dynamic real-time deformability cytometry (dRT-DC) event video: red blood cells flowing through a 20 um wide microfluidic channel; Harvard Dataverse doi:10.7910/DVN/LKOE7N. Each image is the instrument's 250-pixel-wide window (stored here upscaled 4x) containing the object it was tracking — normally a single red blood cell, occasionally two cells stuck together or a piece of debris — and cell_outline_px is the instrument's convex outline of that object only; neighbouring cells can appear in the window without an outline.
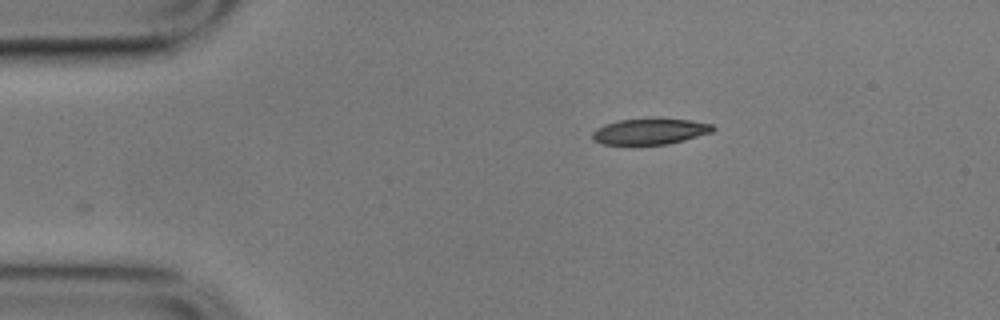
{"species": "common noctule bat (a hibernating species)", "species_latin": "Nyctalus noctula", "temperature_condition": "cold", "stored_images_in_passage": 41, "camera_frame_rate_fps": 3000, "um_per_image_px": 0.085, "animal": {"sex": "male", "body_mass_g": 17.9}, "frame": {"image": 1, "passage_image": 1, "time_ms": 0.0, "image_size_px": [1000, 320], "cell_outline_px": [[716, 128], [712, 132], [684, 140], [668, 144], [636, 148], [632, 148], [604, 144], [592, 140], [592, 132], [596, 128], [604, 124], [620, 120], [692, 120], [712, 124]], "centroid_in_image_um": [55.17, 11.25], "position_along_channel_um": 29.8, "area_um2": 18.73}}
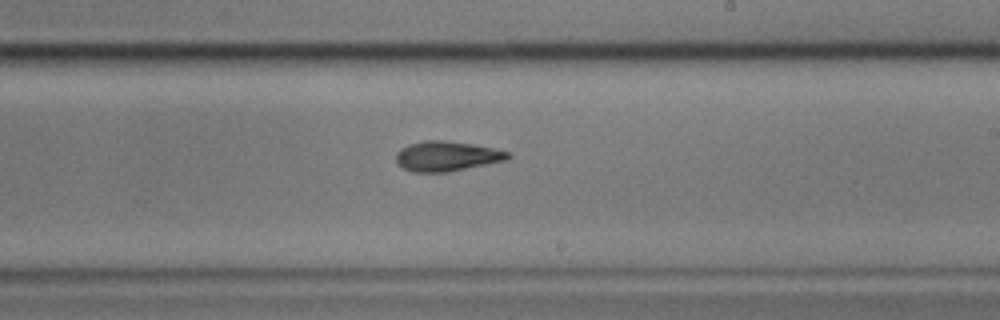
{"frame": {"image": 2, "passage_image": 24, "time_ms": 7.667, "image_size_px": [1000, 320], "cell_outline_px": [[512, 156], [508, 160], [448, 172], [412, 172], [404, 168], [396, 160], [396, 152], [400, 148], [408, 144], [424, 140], [440, 140], [472, 144], [492, 148], [508, 152]], "centroid_in_image_um": [37.97, 13.27], "position_along_channel_um": 251.0, "area_um2": 19.48}}
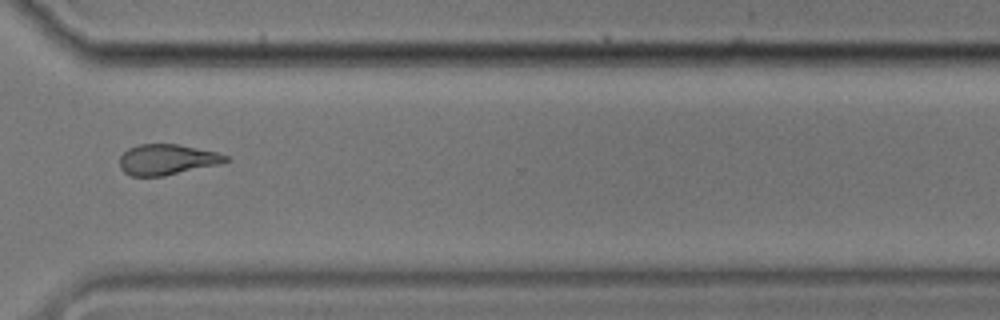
{"frame": {"image": 3, "passage_image": 33, "time_ms": 10.667, "image_size_px": [1000, 320], "cell_outline_px": [[228, 160], [220, 164], [164, 176], [132, 176], [124, 172], [120, 168], [120, 156], [128, 148], [140, 144], [176, 144], [216, 152], [228, 156]], "centroid_in_image_um": [14.17, 13.57], "position_along_channel_um": 356.4, "area_um2": 18.79}, "authors_computed_cell_mechanics": {"area_um2": 19.2474, "velocity_mm_per_s": 3.5192, "shape_relaxation_time_tau1_ms": 3.602, "shape_relaxation_time_tau2_ms": 4.8521, "deformation_change_tau1": 0.1356, "deformation_change_tau2": 0.1429}}